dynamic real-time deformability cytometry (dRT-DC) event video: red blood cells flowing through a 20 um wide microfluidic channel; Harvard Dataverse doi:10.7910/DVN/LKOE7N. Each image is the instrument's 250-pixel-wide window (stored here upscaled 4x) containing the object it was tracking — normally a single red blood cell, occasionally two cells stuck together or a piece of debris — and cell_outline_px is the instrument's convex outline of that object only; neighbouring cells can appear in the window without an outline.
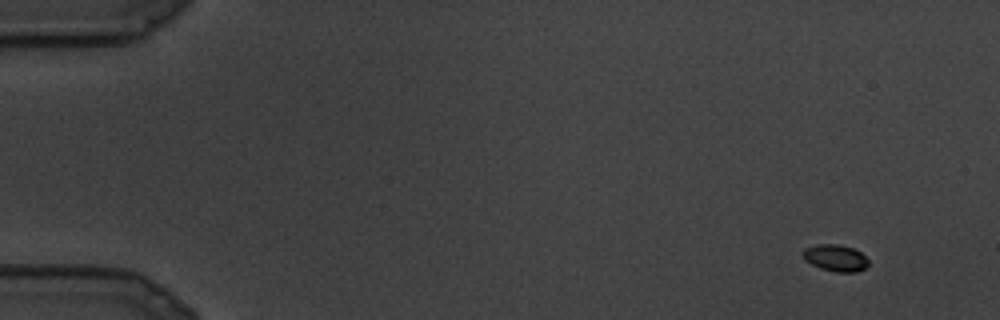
{"species": "common noctule bat (a hibernating species)", "species_latin": "Nyctalus noctula", "temperature_condition": "cold", "stored_images_in_passage": 8, "camera_frame_rate_fps": 3000, "um_per_image_px": 0.085, "animal": {"sex": "male", "body_mass_g": 19.5, "forearm_length_mm": 54.6}, "frame": {"image": 1, "passage_image": 1, "time_ms": 0.0, "image_size_px": [1000, 320], "cell_outline_px": [[868, 264], [864, 268], [856, 272], [836, 272], [820, 268], [804, 260], [800, 252], [804, 248], [816, 244], [840, 244], [852, 248], [860, 252], [868, 260]], "centroid_in_image_um": [70.96, 21.91], "position_along_channel_um": 14.0, "area_um2": 10.29}}
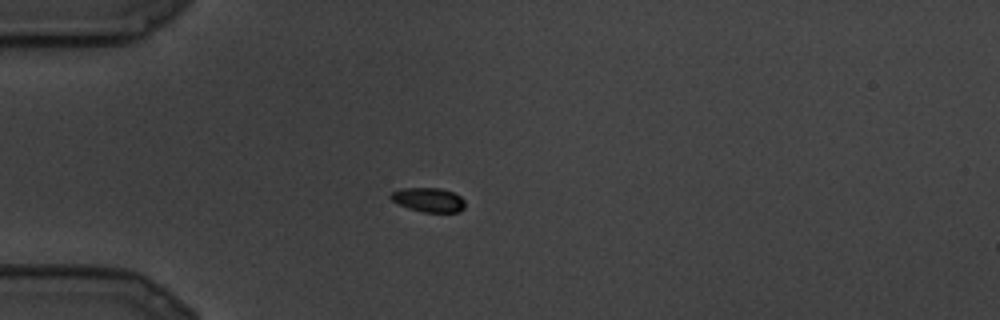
{"frame": {"image": 2, "passage_image": 7, "time_ms": 2.0, "image_size_px": [1000, 320], "cell_outline_px": [[464, 208], [460, 212], [424, 212], [408, 208], [392, 200], [388, 196], [392, 192], [400, 188], [440, 188], [452, 192], [460, 196], [464, 200]], "centroid_in_image_um": [36.42, 16.98], "position_along_channel_um": 48.6, "area_um2": 10.46}}